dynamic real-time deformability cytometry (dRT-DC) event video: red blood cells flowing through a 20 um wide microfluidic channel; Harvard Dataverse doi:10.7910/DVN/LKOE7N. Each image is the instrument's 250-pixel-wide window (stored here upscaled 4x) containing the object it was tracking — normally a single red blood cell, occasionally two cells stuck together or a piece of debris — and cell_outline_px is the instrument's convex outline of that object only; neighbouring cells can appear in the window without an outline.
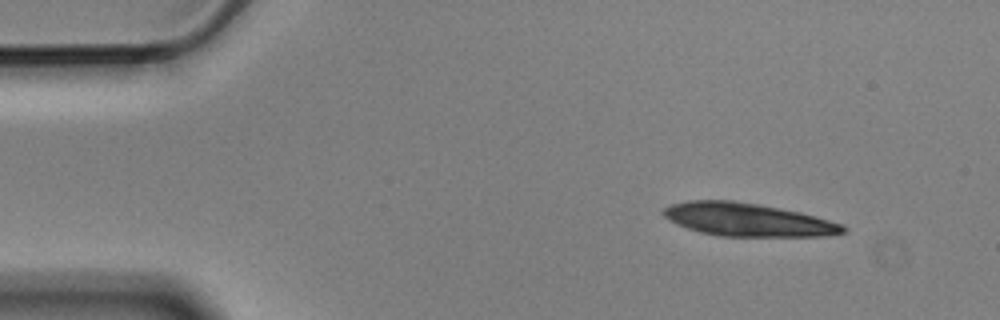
{"species": "Egyptian fruit bat (a non-hibernating species)", "species_latin": "Rousettus aegyptiacus", "temperature_condition": "cold", "stored_images_in_passage": 3, "camera_frame_rate_fps": 3000, "um_per_image_px": 0.085, "animal": {"sex": "male"}, "frame": {"image": 1, "passage_image": 1, "time_ms": 0.0, "image_size_px": [1000, 320], "cell_outline_px": [[848, 232], [828, 236], [720, 236], [700, 232], [676, 224], [668, 220], [660, 212], [664, 208], [672, 204], [688, 200], [732, 200], [760, 204], [800, 212], [816, 216], [840, 224], [848, 228]], "centroid_in_image_um": [63.55, 18.67], "position_along_channel_um": 21.5, "area_um2": 34.8}}